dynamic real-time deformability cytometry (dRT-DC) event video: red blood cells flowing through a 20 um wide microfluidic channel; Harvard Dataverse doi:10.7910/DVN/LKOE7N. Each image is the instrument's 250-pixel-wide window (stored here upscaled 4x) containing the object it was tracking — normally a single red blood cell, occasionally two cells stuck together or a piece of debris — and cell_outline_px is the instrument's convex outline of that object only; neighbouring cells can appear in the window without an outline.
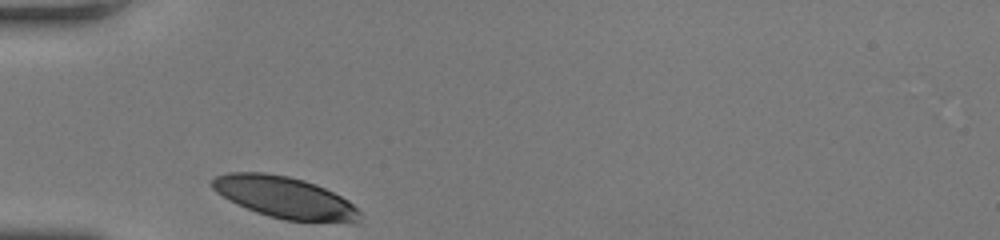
{"species": "human", "species_latin": "Homo sapiens", "temperature_condition": "room temperature", "stored_images_in_passage": 26, "camera_frame_rate_fps": 3000, "um_per_image_px": 0.085, "donor": {"sex": "female"}, "frame": {"image": 1, "passage_image": 1, "time_ms": 0.0, "image_size_px": [1000, 240], "cell_outline_px": [[360, 212], [356, 224], [284, 220], [268, 216], [256, 212], [236, 204], [228, 200], [216, 192], [212, 188], [212, 180], [216, 176], [228, 172], [264, 172], [288, 176], [304, 180], [316, 184], [348, 200]], "centroid_in_image_um": [24.21, 16.8], "position_along_channel_um": 60.8, "area_um2": 36.01}}
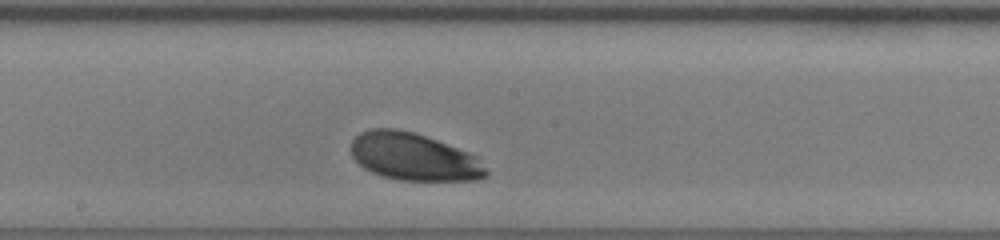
{"frame": {"image": 2, "passage_image": 13, "time_ms": 4.0, "image_size_px": [1000, 240], "cell_outline_px": [[488, 176], [476, 180], [400, 180], [380, 176], [364, 168], [352, 156], [348, 148], [352, 140], [360, 132], [368, 128], [396, 128], [412, 132], [436, 140], [468, 152], [476, 156], [488, 172]], "centroid_in_image_um": [35.12, 13.32], "position_along_channel_um": 213.1, "area_um2": 37.4}}
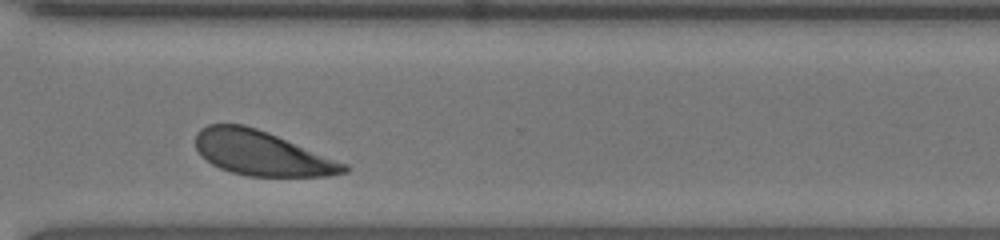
{"frame": {"image": 3, "passage_image": 23, "time_ms": 7.333, "image_size_px": [1000, 240], "cell_outline_px": [[348, 172], [328, 176], [248, 176], [232, 172], [220, 168], [212, 164], [200, 156], [196, 148], [196, 132], [200, 128], [208, 124], [244, 124], [268, 132], [348, 164]], "centroid_in_image_um": [22.23, 13.02], "position_along_channel_um": 348.4, "area_um2": 38.55}, "authors_computed_cell_mechanics": {"area_um2": 37.3966, "velocity_mm_per_s": 4.0252, "shape_relaxation_time_tau1_ms": 1.5639, "shape_relaxation_time_tau2_ms": null, "deformation_change_tau1": 0.1103, "deformation_change_tau2": null}}